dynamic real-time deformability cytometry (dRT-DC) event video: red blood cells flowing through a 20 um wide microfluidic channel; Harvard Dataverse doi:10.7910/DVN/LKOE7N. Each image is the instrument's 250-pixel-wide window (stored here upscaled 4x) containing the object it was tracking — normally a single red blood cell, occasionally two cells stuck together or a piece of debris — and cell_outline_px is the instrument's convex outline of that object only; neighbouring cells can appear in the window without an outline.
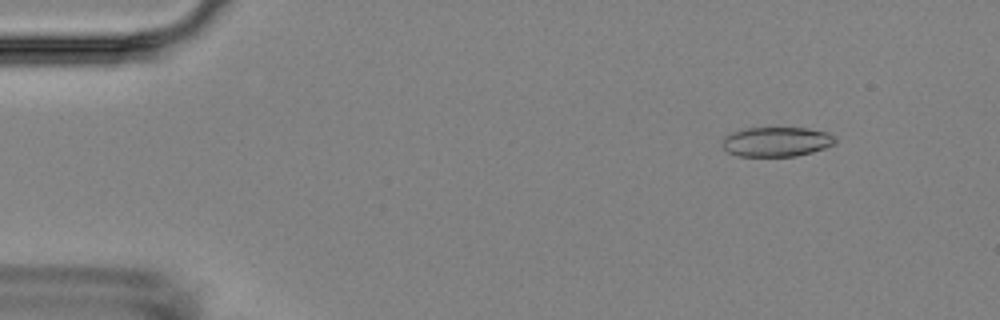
{"species": "Egyptian fruit bat (a non-hibernating species)", "species_latin": "Rousettus aegyptiacus", "temperature_condition": "room temperature", "stored_images_in_passage": 4, "camera_frame_rate_fps": 3000, "um_per_image_px": 0.085, "animal": {"sex": "female"}, "frame": {"image": 1, "passage_image": 1, "time_ms": 0.0, "image_size_px": [1000, 320], "cell_outline_px": [[836, 144], [812, 152], [796, 156], [736, 156], [728, 152], [720, 144], [720, 140], [724, 136], [732, 132], [744, 128], [808, 128], [828, 132], [836, 136]], "centroid_in_image_um": [65.99, 12.04], "position_along_channel_um": 19.0, "area_um2": 19.83}}
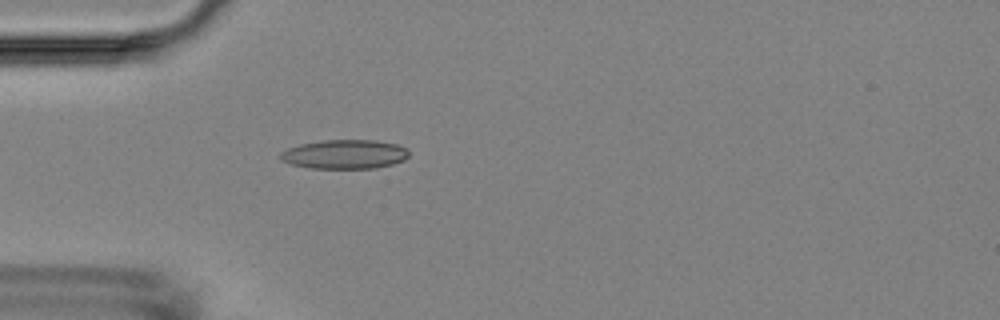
{"frame": {"image": 2, "passage_image": 4, "time_ms": 3.333, "image_size_px": [1000, 320], "cell_outline_px": [[408, 156], [404, 160], [392, 164], [376, 168], [308, 168], [292, 164], [280, 160], [280, 152], [288, 148], [300, 144], [324, 140], [376, 140], [396, 144], [408, 148]], "centroid_in_image_um": [29.3, 13.11], "position_along_channel_um": 55.7, "area_um2": 21.85}}